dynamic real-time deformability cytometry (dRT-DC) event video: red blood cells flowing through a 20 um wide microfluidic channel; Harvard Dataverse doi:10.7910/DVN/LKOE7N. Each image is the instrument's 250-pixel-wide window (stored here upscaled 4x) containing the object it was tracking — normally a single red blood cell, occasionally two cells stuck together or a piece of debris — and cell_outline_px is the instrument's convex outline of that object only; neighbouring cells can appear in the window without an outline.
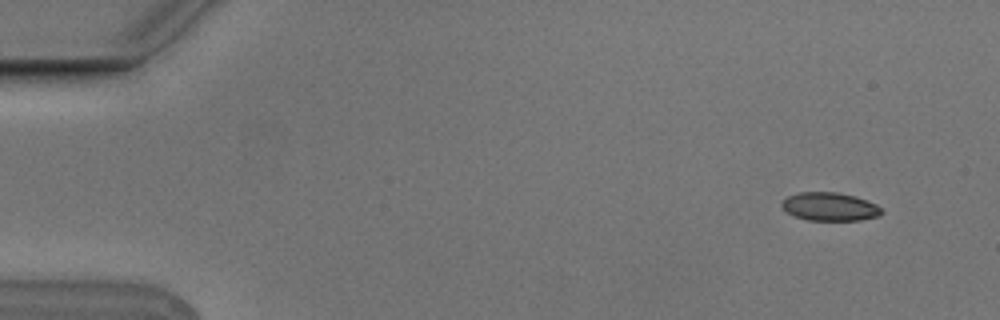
{"species": "Egyptian fruit bat (a non-hibernating species)", "species_latin": "Rousettus aegyptiacus", "temperature_condition": "cold", "stored_images_in_passage": 6, "camera_frame_rate_fps": 3000, "um_per_image_px": 0.085, "animal": {"sex": "male"}, "frame": {"image": 1, "passage_image": 2, "time_ms": 0.333, "image_size_px": [1000, 320], "cell_outline_px": [[884, 212], [880, 216], [860, 220], [808, 220], [792, 216], [780, 204], [788, 196], [800, 192], [836, 192], [856, 196], [868, 200], [876, 204]], "centroid_in_image_um": [70.56, 17.57], "position_along_channel_um": 14.4, "area_um2": 16.53}}
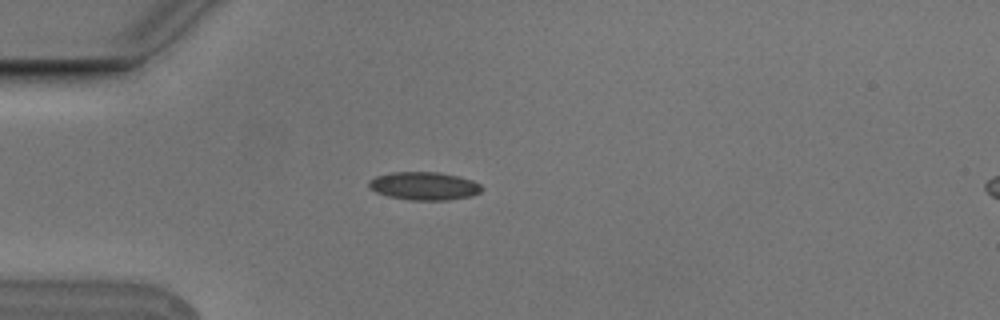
{"frame": {"image": 2, "passage_image": 5, "time_ms": 1.333, "image_size_px": [1000, 320], "cell_outline_px": [[484, 188], [480, 192], [472, 196], [448, 200], [408, 200], [388, 196], [376, 192], [368, 188], [368, 180], [376, 176], [392, 172], [440, 172], [460, 176], [472, 180], [480, 184]], "centroid_in_image_um": [36.05, 15.8], "position_along_channel_um": 48.9, "area_um2": 18.73}}